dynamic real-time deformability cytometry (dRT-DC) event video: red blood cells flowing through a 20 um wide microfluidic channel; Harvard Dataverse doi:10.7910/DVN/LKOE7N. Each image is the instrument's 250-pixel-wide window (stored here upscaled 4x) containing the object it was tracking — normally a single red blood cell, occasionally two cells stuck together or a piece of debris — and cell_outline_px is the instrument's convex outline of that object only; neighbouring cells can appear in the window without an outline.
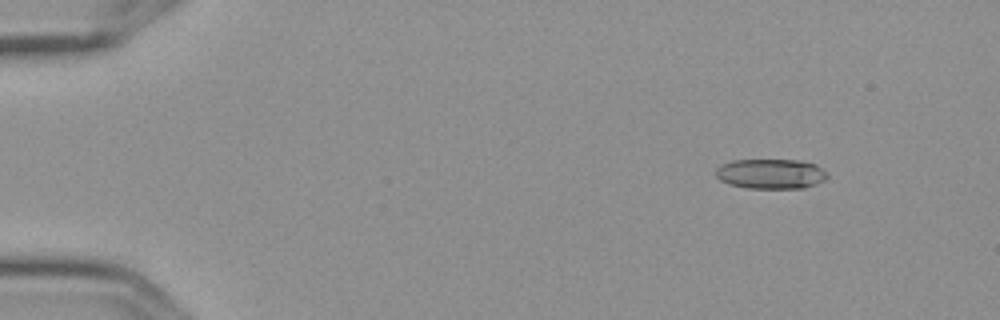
{"species": "Egyptian fruit bat (a non-hibernating species)", "species_latin": "Rousettus aegyptiacus", "temperature_condition": "cold", "stored_images_in_passage": 5, "camera_frame_rate_fps": 3000, "um_per_image_px": 0.085, "frame": {"image": 1, "passage_image": 2, "time_ms": 0.333, "image_size_px": [1000, 320], "cell_outline_px": [[828, 176], [824, 180], [816, 184], [804, 188], [748, 188], [728, 184], [720, 180], [716, 176], [716, 168], [720, 164], [732, 160], [800, 160], [816, 164]], "centroid_in_image_um": [65.48, 14.77], "position_along_channel_um": 19.5, "area_um2": 19.48}}
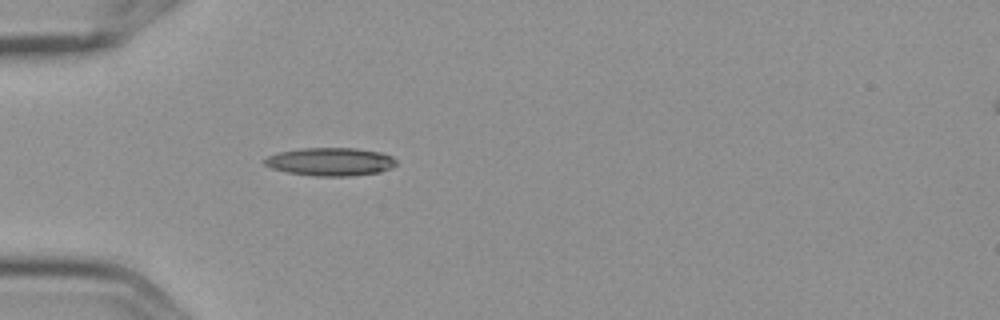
{"frame": {"image": 2, "passage_image": 5, "time_ms": 1.333, "image_size_px": [1000, 320], "cell_outline_px": [[396, 164], [392, 168], [380, 172], [352, 176], [316, 176], [288, 172], [272, 168], [264, 164], [264, 160], [268, 156], [280, 152], [300, 148], [356, 148], [380, 152], [392, 156], [396, 160]], "centroid_in_image_um": [28.12, 13.74], "position_along_channel_um": 56.9, "area_um2": 21.56}}